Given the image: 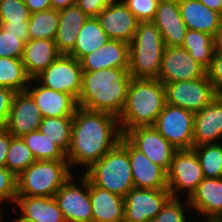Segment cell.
Wrapping results in <instances>:
<instances>
[{"label":"cell","instance_id":"cell-1","mask_svg":"<svg viewBox=\"0 0 222 222\" xmlns=\"http://www.w3.org/2000/svg\"><path fill=\"white\" fill-rule=\"evenodd\" d=\"M121 136L118 117L115 115L77 107L72 118L67 161L72 166L83 165L87 170L113 149Z\"/></svg>","mask_w":222,"mask_h":222},{"label":"cell","instance_id":"cell-2","mask_svg":"<svg viewBox=\"0 0 222 222\" xmlns=\"http://www.w3.org/2000/svg\"><path fill=\"white\" fill-rule=\"evenodd\" d=\"M131 80L128 68L83 71L77 106L119 117L126 103Z\"/></svg>","mask_w":222,"mask_h":222},{"label":"cell","instance_id":"cell-3","mask_svg":"<svg viewBox=\"0 0 222 222\" xmlns=\"http://www.w3.org/2000/svg\"><path fill=\"white\" fill-rule=\"evenodd\" d=\"M165 103V86L161 81L132 78L118 117L122 135L137 127L153 126Z\"/></svg>","mask_w":222,"mask_h":222},{"label":"cell","instance_id":"cell-4","mask_svg":"<svg viewBox=\"0 0 222 222\" xmlns=\"http://www.w3.org/2000/svg\"><path fill=\"white\" fill-rule=\"evenodd\" d=\"M165 48L161 32L153 21H139L129 44L131 78L158 79Z\"/></svg>","mask_w":222,"mask_h":222},{"label":"cell","instance_id":"cell-5","mask_svg":"<svg viewBox=\"0 0 222 222\" xmlns=\"http://www.w3.org/2000/svg\"><path fill=\"white\" fill-rule=\"evenodd\" d=\"M70 177L67 160H36L17 177V196L54 197Z\"/></svg>","mask_w":222,"mask_h":222},{"label":"cell","instance_id":"cell-6","mask_svg":"<svg viewBox=\"0 0 222 222\" xmlns=\"http://www.w3.org/2000/svg\"><path fill=\"white\" fill-rule=\"evenodd\" d=\"M95 186L125 196L134 188L129 152L118 143L84 174Z\"/></svg>","mask_w":222,"mask_h":222},{"label":"cell","instance_id":"cell-7","mask_svg":"<svg viewBox=\"0 0 222 222\" xmlns=\"http://www.w3.org/2000/svg\"><path fill=\"white\" fill-rule=\"evenodd\" d=\"M166 103L192 112L201 111L219 93L208 75L193 80L164 84Z\"/></svg>","mask_w":222,"mask_h":222},{"label":"cell","instance_id":"cell-8","mask_svg":"<svg viewBox=\"0 0 222 222\" xmlns=\"http://www.w3.org/2000/svg\"><path fill=\"white\" fill-rule=\"evenodd\" d=\"M195 113L165 103L154 128L176 149H192Z\"/></svg>","mask_w":222,"mask_h":222},{"label":"cell","instance_id":"cell-9","mask_svg":"<svg viewBox=\"0 0 222 222\" xmlns=\"http://www.w3.org/2000/svg\"><path fill=\"white\" fill-rule=\"evenodd\" d=\"M81 63L76 58L61 54L33 80H41L42 86L70 94L76 101L82 86Z\"/></svg>","mask_w":222,"mask_h":222},{"label":"cell","instance_id":"cell-10","mask_svg":"<svg viewBox=\"0 0 222 222\" xmlns=\"http://www.w3.org/2000/svg\"><path fill=\"white\" fill-rule=\"evenodd\" d=\"M204 178L199 158L193 149L175 152L167 171L168 190L172 197H178L177 191L185 189L189 198Z\"/></svg>","mask_w":222,"mask_h":222},{"label":"cell","instance_id":"cell-11","mask_svg":"<svg viewBox=\"0 0 222 222\" xmlns=\"http://www.w3.org/2000/svg\"><path fill=\"white\" fill-rule=\"evenodd\" d=\"M171 197L168 189L134 187L124 196V222H151Z\"/></svg>","mask_w":222,"mask_h":222},{"label":"cell","instance_id":"cell-12","mask_svg":"<svg viewBox=\"0 0 222 222\" xmlns=\"http://www.w3.org/2000/svg\"><path fill=\"white\" fill-rule=\"evenodd\" d=\"M70 177L56 192L54 199L66 222H92V205L89 195V179H81L82 190Z\"/></svg>","mask_w":222,"mask_h":222},{"label":"cell","instance_id":"cell-13","mask_svg":"<svg viewBox=\"0 0 222 222\" xmlns=\"http://www.w3.org/2000/svg\"><path fill=\"white\" fill-rule=\"evenodd\" d=\"M206 74L207 69L182 46L164 48L158 77L163 84L199 79Z\"/></svg>","mask_w":222,"mask_h":222},{"label":"cell","instance_id":"cell-14","mask_svg":"<svg viewBox=\"0 0 222 222\" xmlns=\"http://www.w3.org/2000/svg\"><path fill=\"white\" fill-rule=\"evenodd\" d=\"M124 136L153 163L168 171L178 149L170 144L154 126L137 127L129 130Z\"/></svg>","mask_w":222,"mask_h":222},{"label":"cell","instance_id":"cell-15","mask_svg":"<svg viewBox=\"0 0 222 222\" xmlns=\"http://www.w3.org/2000/svg\"><path fill=\"white\" fill-rule=\"evenodd\" d=\"M128 152L135 188L168 189L167 172L153 163L138 150L124 135L119 142Z\"/></svg>","mask_w":222,"mask_h":222},{"label":"cell","instance_id":"cell-16","mask_svg":"<svg viewBox=\"0 0 222 222\" xmlns=\"http://www.w3.org/2000/svg\"><path fill=\"white\" fill-rule=\"evenodd\" d=\"M96 18L110 39L128 44L134 38L139 23V20L122 0H114L101 10Z\"/></svg>","mask_w":222,"mask_h":222},{"label":"cell","instance_id":"cell-17","mask_svg":"<svg viewBox=\"0 0 222 222\" xmlns=\"http://www.w3.org/2000/svg\"><path fill=\"white\" fill-rule=\"evenodd\" d=\"M42 119L33 97L27 91L16 92L5 130L13 137H22L38 130Z\"/></svg>","mask_w":222,"mask_h":222},{"label":"cell","instance_id":"cell-18","mask_svg":"<svg viewBox=\"0 0 222 222\" xmlns=\"http://www.w3.org/2000/svg\"><path fill=\"white\" fill-rule=\"evenodd\" d=\"M161 32L165 47L181 46L187 32L176 0H159L152 20Z\"/></svg>","mask_w":222,"mask_h":222},{"label":"cell","instance_id":"cell-19","mask_svg":"<svg viewBox=\"0 0 222 222\" xmlns=\"http://www.w3.org/2000/svg\"><path fill=\"white\" fill-rule=\"evenodd\" d=\"M222 135V94H218L205 108L195 112L193 145L216 143Z\"/></svg>","mask_w":222,"mask_h":222},{"label":"cell","instance_id":"cell-20","mask_svg":"<svg viewBox=\"0 0 222 222\" xmlns=\"http://www.w3.org/2000/svg\"><path fill=\"white\" fill-rule=\"evenodd\" d=\"M80 63L83 71L129 68V44L120 40L109 39L104 46L85 55Z\"/></svg>","mask_w":222,"mask_h":222},{"label":"cell","instance_id":"cell-21","mask_svg":"<svg viewBox=\"0 0 222 222\" xmlns=\"http://www.w3.org/2000/svg\"><path fill=\"white\" fill-rule=\"evenodd\" d=\"M179 9L187 29L210 34L217 39L222 28L220 13L207 8L198 0L180 2Z\"/></svg>","mask_w":222,"mask_h":222},{"label":"cell","instance_id":"cell-22","mask_svg":"<svg viewBox=\"0 0 222 222\" xmlns=\"http://www.w3.org/2000/svg\"><path fill=\"white\" fill-rule=\"evenodd\" d=\"M26 91L33 97L43 118L73 116L78 107L77 101L65 92L54 91L42 85L33 89L28 87Z\"/></svg>","mask_w":222,"mask_h":222},{"label":"cell","instance_id":"cell-23","mask_svg":"<svg viewBox=\"0 0 222 222\" xmlns=\"http://www.w3.org/2000/svg\"><path fill=\"white\" fill-rule=\"evenodd\" d=\"M187 204L207 218H219L222 215V177H205L187 198Z\"/></svg>","mask_w":222,"mask_h":222},{"label":"cell","instance_id":"cell-24","mask_svg":"<svg viewBox=\"0 0 222 222\" xmlns=\"http://www.w3.org/2000/svg\"><path fill=\"white\" fill-rule=\"evenodd\" d=\"M92 222H124V197L95 186L89 180Z\"/></svg>","mask_w":222,"mask_h":222},{"label":"cell","instance_id":"cell-25","mask_svg":"<svg viewBox=\"0 0 222 222\" xmlns=\"http://www.w3.org/2000/svg\"><path fill=\"white\" fill-rule=\"evenodd\" d=\"M60 55L55 40H28L24 45L22 62L27 75L34 79Z\"/></svg>","mask_w":222,"mask_h":222},{"label":"cell","instance_id":"cell-26","mask_svg":"<svg viewBox=\"0 0 222 222\" xmlns=\"http://www.w3.org/2000/svg\"><path fill=\"white\" fill-rule=\"evenodd\" d=\"M88 18L76 4L59 10V26L54 40L61 54L68 55L73 50L79 30Z\"/></svg>","mask_w":222,"mask_h":222},{"label":"cell","instance_id":"cell-27","mask_svg":"<svg viewBox=\"0 0 222 222\" xmlns=\"http://www.w3.org/2000/svg\"><path fill=\"white\" fill-rule=\"evenodd\" d=\"M21 219L31 222H66L54 197L17 196Z\"/></svg>","mask_w":222,"mask_h":222},{"label":"cell","instance_id":"cell-28","mask_svg":"<svg viewBox=\"0 0 222 222\" xmlns=\"http://www.w3.org/2000/svg\"><path fill=\"white\" fill-rule=\"evenodd\" d=\"M109 39L99 20L96 17H89L79 30L76 44L68 55L80 61L85 55L104 46Z\"/></svg>","mask_w":222,"mask_h":222},{"label":"cell","instance_id":"cell-29","mask_svg":"<svg viewBox=\"0 0 222 222\" xmlns=\"http://www.w3.org/2000/svg\"><path fill=\"white\" fill-rule=\"evenodd\" d=\"M190 56L208 69L211 65L217 40L210 34L188 29L181 45Z\"/></svg>","mask_w":222,"mask_h":222},{"label":"cell","instance_id":"cell-30","mask_svg":"<svg viewBox=\"0 0 222 222\" xmlns=\"http://www.w3.org/2000/svg\"><path fill=\"white\" fill-rule=\"evenodd\" d=\"M31 81L22 59L0 57V86L21 92L26 91Z\"/></svg>","mask_w":222,"mask_h":222},{"label":"cell","instance_id":"cell-31","mask_svg":"<svg viewBox=\"0 0 222 222\" xmlns=\"http://www.w3.org/2000/svg\"><path fill=\"white\" fill-rule=\"evenodd\" d=\"M59 26V10L47 9L31 13L28 22L29 40H54Z\"/></svg>","mask_w":222,"mask_h":222},{"label":"cell","instance_id":"cell-32","mask_svg":"<svg viewBox=\"0 0 222 222\" xmlns=\"http://www.w3.org/2000/svg\"><path fill=\"white\" fill-rule=\"evenodd\" d=\"M73 116L58 118L46 117L41 120L39 131L58 145L66 154L71 143V129Z\"/></svg>","mask_w":222,"mask_h":222},{"label":"cell","instance_id":"cell-33","mask_svg":"<svg viewBox=\"0 0 222 222\" xmlns=\"http://www.w3.org/2000/svg\"><path fill=\"white\" fill-rule=\"evenodd\" d=\"M36 160H67L66 153L39 130L21 137Z\"/></svg>","mask_w":222,"mask_h":222},{"label":"cell","instance_id":"cell-34","mask_svg":"<svg viewBox=\"0 0 222 222\" xmlns=\"http://www.w3.org/2000/svg\"><path fill=\"white\" fill-rule=\"evenodd\" d=\"M199 158L206 178L222 177V145L217 143L203 144L192 148Z\"/></svg>","mask_w":222,"mask_h":222},{"label":"cell","instance_id":"cell-35","mask_svg":"<svg viewBox=\"0 0 222 222\" xmlns=\"http://www.w3.org/2000/svg\"><path fill=\"white\" fill-rule=\"evenodd\" d=\"M36 161L35 156L21 137H12L5 167L18 177Z\"/></svg>","mask_w":222,"mask_h":222},{"label":"cell","instance_id":"cell-36","mask_svg":"<svg viewBox=\"0 0 222 222\" xmlns=\"http://www.w3.org/2000/svg\"><path fill=\"white\" fill-rule=\"evenodd\" d=\"M31 12L22 0L0 2V23L23 24L29 22Z\"/></svg>","mask_w":222,"mask_h":222},{"label":"cell","instance_id":"cell-37","mask_svg":"<svg viewBox=\"0 0 222 222\" xmlns=\"http://www.w3.org/2000/svg\"><path fill=\"white\" fill-rule=\"evenodd\" d=\"M25 42L0 27V57L22 59Z\"/></svg>","mask_w":222,"mask_h":222},{"label":"cell","instance_id":"cell-38","mask_svg":"<svg viewBox=\"0 0 222 222\" xmlns=\"http://www.w3.org/2000/svg\"><path fill=\"white\" fill-rule=\"evenodd\" d=\"M139 21H152L159 0H122Z\"/></svg>","mask_w":222,"mask_h":222},{"label":"cell","instance_id":"cell-39","mask_svg":"<svg viewBox=\"0 0 222 222\" xmlns=\"http://www.w3.org/2000/svg\"><path fill=\"white\" fill-rule=\"evenodd\" d=\"M151 222H186L178 197H171Z\"/></svg>","mask_w":222,"mask_h":222},{"label":"cell","instance_id":"cell-40","mask_svg":"<svg viewBox=\"0 0 222 222\" xmlns=\"http://www.w3.org/2000/svg\"><path fill=\"white\" fill-rule=\"evenodd\" d=\"M17 197V177L6 167H0V202Z\"/></svg>","mask_w":222,"mask_h":222},{"label":"cell","instance_id":"cell-41","mask_svg":"<svg viewBox=\"0 0 222 222\" xmlns=\"http://www.w3.org/2000/svg\"><path fill=\"white\" fill-rule=\"evenodd\" d=\"M207 75L216 91L222 94V48L218 46L215 49L211 65L207 69Z\"/></svg>","mask_w":222,"mask_h":222},{"label":"cell","instance_id":"cell-42","mask_svg":"<svg viewBox=\"0 0 222 222\" xmlns=\"http://www.w3.org/2000/svg\"><path fill=\"white\" fill-rule=\"evenodd\" d=\"M16 92L0 86V130L5 129Z\"/></svg>","mask_w":222,"mask_h":222},{"label":"cell","instance_id":"cell-43","mask_svg":"<svg viewBox=\"0 0 222 222\" xmlns=\"http://www.w3.org/2000/svg\"><path fill=\"white\" fill-rule=\"evenodd\" d=\"M114 0H76V5L88 16L97 17L99 12Z\"/></svg>","mask_w":222,"mask_h":222},{"label":"cell","instance_id":"cell-44","mask_svg":"<svg viewBox=\"0 0 222 222\" xmlns=\"http://www.w3.org/2000/svg\"><path fill=\"white\" fill-rule=\"evenodd\" d=\"M0 27L13 35H20L25 43L29 40L28 22L23 24L0 23Z\"/></svg>","mask_w":222,"mask_h":222},{"label":"cell","instance_id":"cell-45","mask_svg":"<svg viewBox=\"0 0 222 222\" xmlns=\"http://www.w3.org/2000/svg\"><path fill=\"white\" fill-rule=\"evenodd\" d=\"M12 137L5 129L0 130V167H5L7 151L9 150Z\"/></svg>","mask_w":222,"mask_h":222},{"label":"cell","instance_id":"cell-46","mask_svg":"<svg viewBox=\"0 0 222 222\" xmlns=\"http://www.w3.org/2000/svg\"><path fill=\"white\" fill-rule=\"evenodd\" d=\"M31 13L52 8L50 0H22Z\"/></svg>","mask_w":222,"mask_h":222},{"label":"cell","instance_id":"cell-47","mask_svg":"<svg viewBox=\"0 0 222 222\" xmlns=\"http://www.w3.org/2000/svg\"><path fill=\"white\" fill-rule=\"evenodd\" d=\"M203 3L207 8L220 13L222 15V0H198Z\"/></svg>","mask_w":222,"mask_h":222},{"label":"cell","instance_id":"cell-48","mask_svg":"<svg viewBox=\"0 0 222 222\" xmlns=\"http://www.w3.org/2000/svg\"><path fill=\"white\" fill-rule=\"evenodd\" d=\"M52 9L60 10L76 4V0H50Z\"/></svg>","mask_w":222,"mask_h":222},{"label":"cell","instance_id":"cell-49","mask_svg":"<svg viewBox=\"0 0 222 222\" xmlns=\"http://www.w3.org/2000/svg\"><path fill=\"white\" fill-rule=\"evenodd\" d=\"M217 46L219 47V48H222V28H221V30H220V33H219V36L217 37Z\"/></svg>","mask_w":222,"mask_h":222},{"label":"cell","instance_id":"cell-50","mask_svg":"<svg viewBox=\"0 0 222 222\" xmlns=\"http://www.w3.org/2000/svg\"><path fill=\"white\" fill-rule=\"evenodd\" d=\"M206 222H221L218 218H209Z\"/></svg>","mask_w":222,"mask_h":222},{"label":"cell","instance_id":"cell-51","mask_svg":"<svg viewBox=\"0 0 222 222\" xmlns=\"http://www.w3.org/2000/svg\"><path fill=\"white\" fill-rule=\"evenodd\" d=\"M13 222H31V221H27V220L19 218L16 221H13Z\"/></svg>","mask_w":222,"mask_h":222},{"label":"cell","instance_id":"cell-52","mask_svg":"<svg viewBox=\"0 0 222 222\" xmlns=\"http://www.w3.org/2000/svg\"><path fill=\"white\" fill-rule=\"evenodd\" d=\"M178 3L183 2V1H188V0H176Z\"/></svg>","mask_w":222,"mask_h":222},{"label":"cell","instance_id":"cell-53","mask_svg":"<svg viewBox=\"0 0 222 222\" xmlns=\"http://www.w3.org/2000/svg\"><path fill=\"white\" fill-rule=\"evenodd\" d=\"M218 219L222 222V215Z\"/></svg>","mask_w":222,"mask_h":222}]
</instances>
